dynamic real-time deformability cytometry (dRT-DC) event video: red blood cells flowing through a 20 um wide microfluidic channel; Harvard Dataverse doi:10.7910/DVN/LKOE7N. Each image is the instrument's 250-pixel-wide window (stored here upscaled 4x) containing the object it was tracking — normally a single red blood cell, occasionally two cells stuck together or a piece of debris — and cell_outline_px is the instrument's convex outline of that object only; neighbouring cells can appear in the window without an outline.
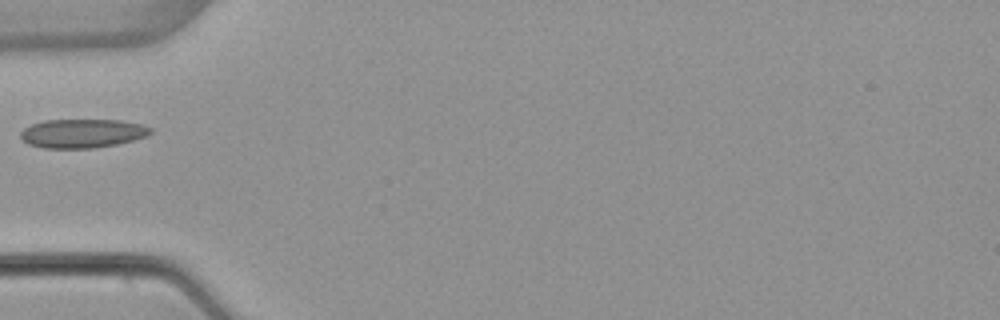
{"species": "common noctule bat (a hibernating species)", "species_latin": "Nyctalus noctula", "temperature_condition": "warm", "stored_images_in_passage": 2, "camera_frame_rate_fps": 3000, "um_per_image_px": 0.085, "animal": {"sex": "female", "body_mass_g": 22.7, "forearm_length_mm": 54.2}, "frame": {"image": 1, "passage_image": 1, "time_ms": 0.0, "image_size_px": [1000, 320], "cell_outline_px": [[152, 132], [144, 136], [132, 140], [116, 144], [92, 148], [44, 148], [28, 144], [20, 136], [20, 132], [24, 128], [32, 124], [44, 120], [120, 120], [144, 124], [152, 128]], "centroid_in_image_um": [7.0, 11.33], "position_along_channel_um": 78.0, "area_um2": 21.79}}
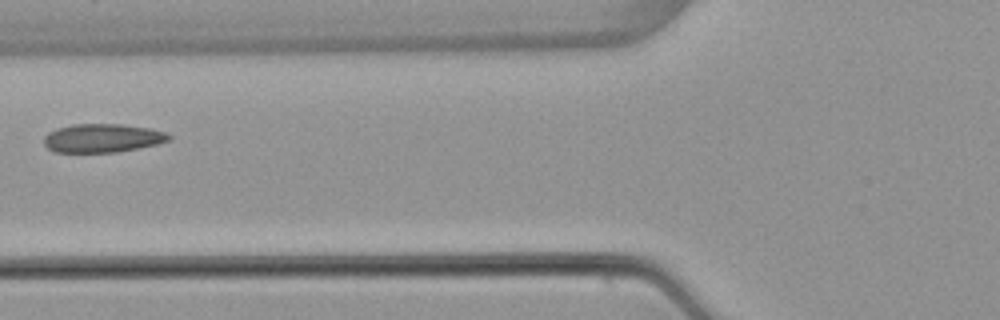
{"frame": {"image": 2, "passage_image": 2, "time_ms": 1.0, "image_size_px": [1000, 320], "cell_outline_px": [[172, 140], [156, 144], [116, 152], [56, 152], [48, 148], [44, 144], [44, 136], [48, 132], [56, 128], [72, 124], [120, 124], [152, 128], [164, 132], [172, 136]], "centroid_in_image_um": [8.71, 11.73], "position_along_channel_um": 117.1, "area_um2": 20.87}}